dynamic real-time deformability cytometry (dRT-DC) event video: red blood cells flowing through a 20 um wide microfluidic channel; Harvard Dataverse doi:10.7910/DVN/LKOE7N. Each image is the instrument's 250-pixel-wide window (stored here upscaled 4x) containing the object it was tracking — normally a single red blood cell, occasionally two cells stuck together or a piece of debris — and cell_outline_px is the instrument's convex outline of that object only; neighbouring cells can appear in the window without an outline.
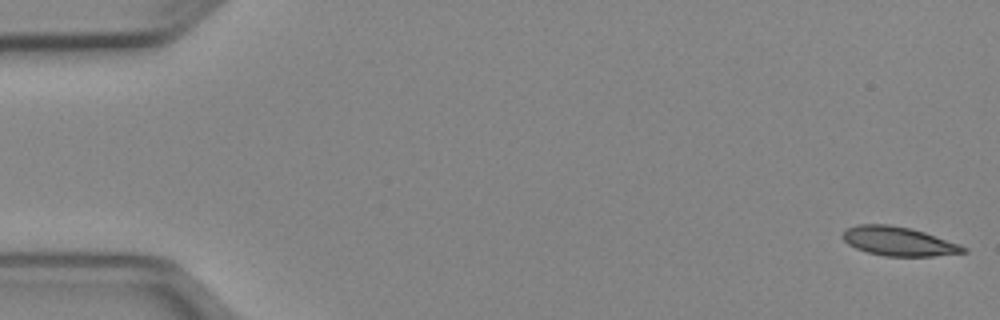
{"species": "Egyptian fruit bat (a non-hibernating species)", "species_latin": "Rousettus aegyptiacus", "temperature_condition": "cold", "stored_images_in_passage": 51, "camera_frame_rate_fps": 3000, "um_per_image_px": 0.085, "animal": {"sex": "female"}, "frame": {"image": 1, "passage_image": 1, "time_ms": 0.0, "image_size_px": [1000, 320], "cell_outline_px": [[968, 252], [932, 256], [884, 256], [868, 252], [856, 248], [848, 244], [840, 236], [848, 228], [856, 224], [888, 224], [912, 228], [960, 244], [968, 248]], "centroid_in_image_um": [76.39, 20.5], "position_along_channel_um": 8.6, "area_um2": 20.46}}
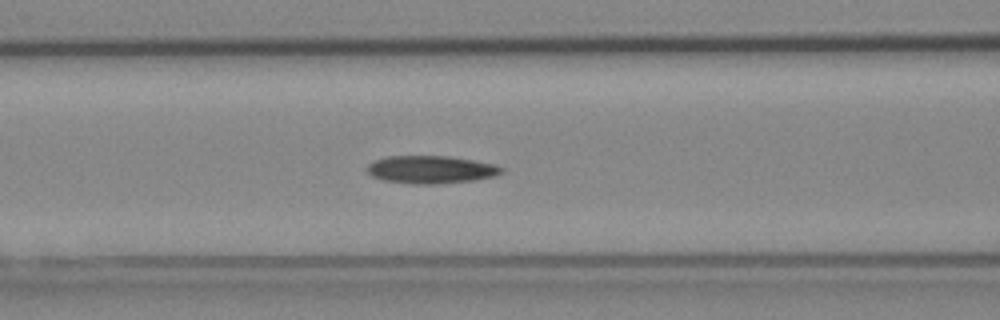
{"frame": {"image": 2, "passage_image": 21, "time_ms": 6.667, "image_size_px": [1000, 320], "cell_outline_px": [[504, 172], [496, 176], [476, 180], [440, 184], [408, 184], [384, 180], [372, 176], [368, 172], [368, 164], [376, 160], [388, 156], [448, 156], [496, 164], [504, 168]], "centroid_in_image_um": [36.68, 14.42], "position_along_channel_um": 129.9, "area_um2": 21.91}}
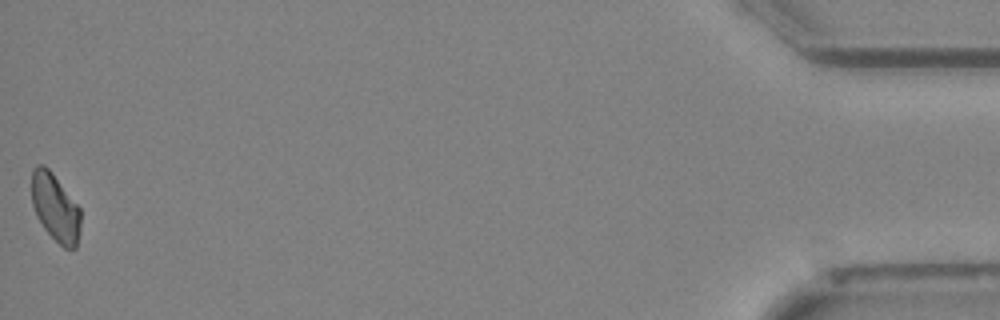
{"frame": {"image": 3, "passage_image": 51, "time_ms": 16.667, "image_size_px": [1000, 320], "cell_outline_px": [[80, 232], [76, 248], [64, 248], [44, 228], [36, 216], [32, 204], [32, 168], [36, 164], [44, 164], [52, 172], [80, 208]], "centroid_in_image_um": [4.69, 17.62], "position_along_channel_um": 430.5, "area_um2": 19.31}, "authors_computed_cell_mechanics": {"area_um2": 20.808, "velocity_mm_per_s": 3.9615, "shape_relaxation_time_tau1_ms": 5.4607, "shape_relaxation_time_tau2_ms": null, "deformation_change_tau1": 0.1345, "deformation_change_tau2": null}}